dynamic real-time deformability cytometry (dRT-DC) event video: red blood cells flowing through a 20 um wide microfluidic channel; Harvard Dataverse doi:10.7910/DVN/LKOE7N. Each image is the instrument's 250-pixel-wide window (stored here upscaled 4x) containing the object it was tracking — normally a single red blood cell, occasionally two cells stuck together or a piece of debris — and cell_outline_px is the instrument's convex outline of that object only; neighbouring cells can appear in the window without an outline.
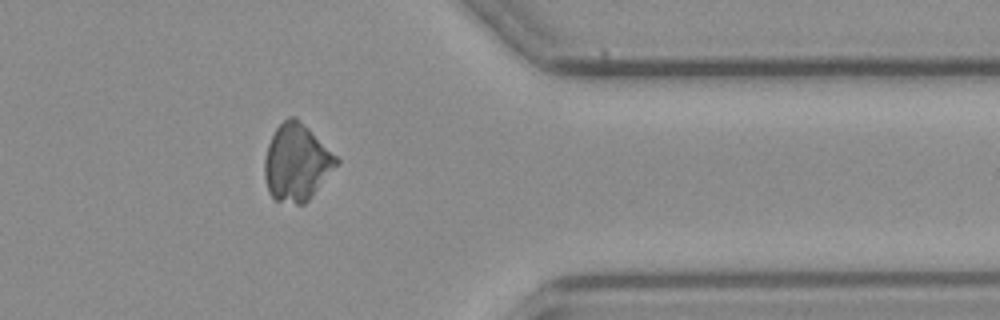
{"species": "common noctule bat (a hibernating species)", "species_latin": "Nyctalus noctula", "temperature_condition": "cold", "stored_images_in_passage": 36, "camera_frame_rate_fps": 3000, "um_per_image_px": 0.085, "animal": {"sex": "female", "body_mass_g": 21.9}, "frame": {"image": 1, "passage_image": 30, "time_ms": 9.667, "image_size_px": [1000, 320], "cell_outline_px": [[340, 164], [312, 196], [304, 204], [296, 204], [276, 200], [268, 192], [264, 176], [264, 160], [268, 144], [276, 128], [288, 116], [296, 116], [340, 160]], "centroid_in_image_um": [25.22, 13.82], "position_along_channel_um": 386.2, "area_um2": 32.19}}